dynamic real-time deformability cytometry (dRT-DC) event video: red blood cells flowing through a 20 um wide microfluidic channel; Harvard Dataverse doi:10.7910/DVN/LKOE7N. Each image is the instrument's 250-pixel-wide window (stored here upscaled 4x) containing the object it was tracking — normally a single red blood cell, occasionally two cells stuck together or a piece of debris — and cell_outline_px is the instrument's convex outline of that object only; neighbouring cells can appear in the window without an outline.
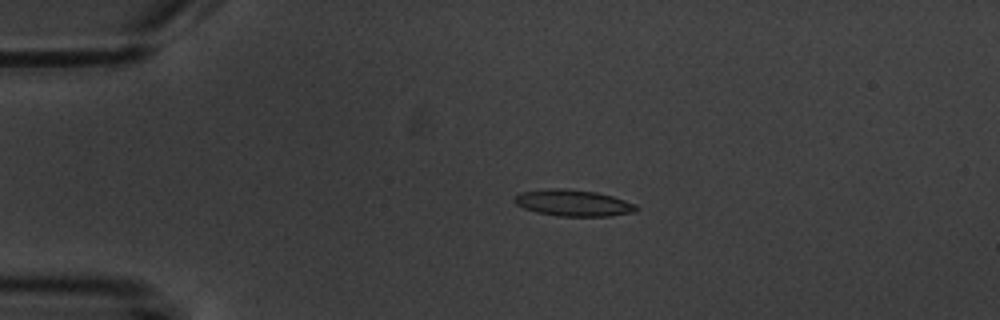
{"species": "common noctule bat (a hibernating species)", "species_latin": "Nyctalus noctula", "temperature_condition": "warm", "stored_images_in_passage": 3, "camera_frame_rate_fps": 3000, "um_per_image_px": 0.085, "animal": {"sex": "male", "body_mass_g": 20.1, "forearm_length_mm": 53.5}, "frame": {"image": 1, "passage_image": 2, "time_ms": 2.333, "image_size_px": [1000, 320], "cell_outline_px": [[640, 208], [636, 212], [608, 216], [556, 216], [536, 212], [524, 208], [516, 204], [512, 200], [520, 192], [548, 188], [564, 188], [596, 192], [612, 196], [636, 204]], "centroid_in_image_um": [48.73, 17.25], "position_along_channel_um": 36.3, "area_um2": 18.9}}